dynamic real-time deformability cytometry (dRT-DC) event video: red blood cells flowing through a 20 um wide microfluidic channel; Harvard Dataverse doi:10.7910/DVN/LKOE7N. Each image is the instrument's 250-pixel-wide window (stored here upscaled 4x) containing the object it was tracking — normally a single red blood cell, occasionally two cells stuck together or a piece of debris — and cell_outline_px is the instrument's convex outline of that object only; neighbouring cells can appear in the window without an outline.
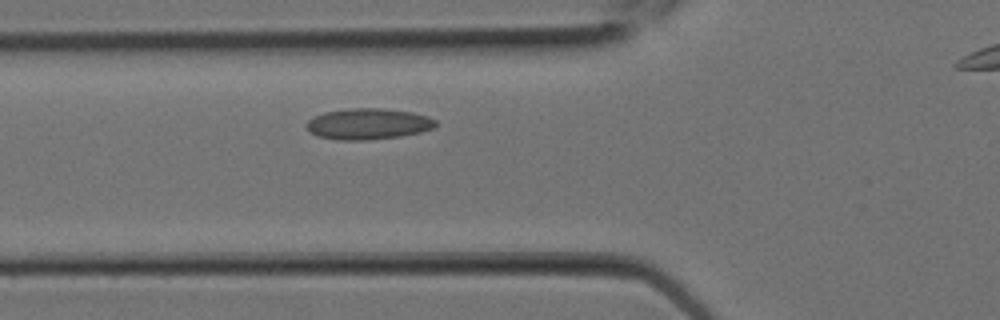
{"species": "Egyptian fruit bat (a non-hibernating species)", "species_latin": "Rousettus aegyptiacus", "temperature_condition": "room temperature", "stored_images_in_passage": 4, "camera_frame_rate_fps": 3000, "um_per_image_px": 0.085, "animal": {"sex": "female"}, "frame": {"image": 1, "passage_image": 3, "time_ms": 0.667, "image_size_px": [1000, 320], "cell_outline_px": [[436, 124], [432, 128], [420, 132], [400, 136], [364, 140], [336, 140], [316, 136], [308, 132], [308, 120], [324, 112], [352, 108], [384, 108], [412, 112], [428, 116], [436, 120]], "centroid_in_image_um": [31.29, 10.53], "position_along_channel_um": 94.5, "area_um2": 23.29}}